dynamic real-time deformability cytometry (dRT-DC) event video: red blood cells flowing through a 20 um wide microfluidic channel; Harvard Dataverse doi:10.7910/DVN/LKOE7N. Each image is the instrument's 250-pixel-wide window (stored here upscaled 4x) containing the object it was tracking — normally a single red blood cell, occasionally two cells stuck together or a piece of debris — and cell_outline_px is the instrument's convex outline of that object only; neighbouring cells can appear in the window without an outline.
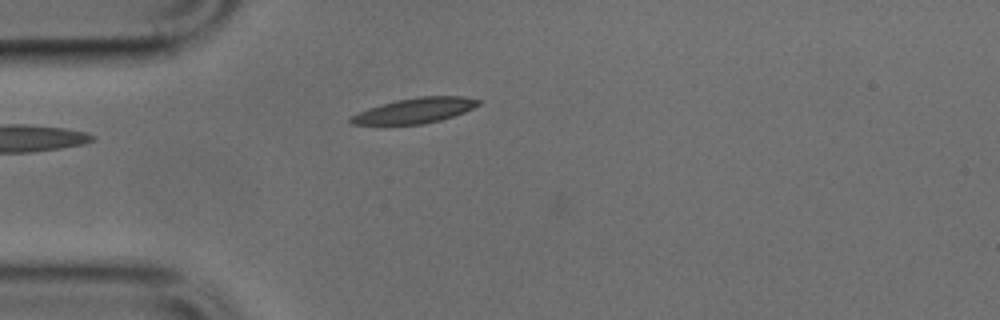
{"species": "common noctule bat (a hibernating species)", "species_latin": "Nyctalus noctula", "temperature_condition": "cold", "stored_images_in_passage": 37, "camera_frame_rate_fps": 3000, "um_per_image_px": 0.085, "animal": {"sex": "male", "body_mass_g": 17.9, "forearm_length_mm": 54.2}, "frame": {"image": 1, "passage_image": 1, "time_ms": 0.0, "image_size_px": [1000, 320], "cell_outline_px": [[480, 104], [464, 112], [440, 120], [424, 124], [352, 124], [348, 120], [348, 116], [368, 108], [396, 100], [420, 96], [464, 96], [480, 100]], "centroid_in_image_um": [35.24, 9.39], "position_along_channel_um": 49.8, "area_um2": 18.67}}
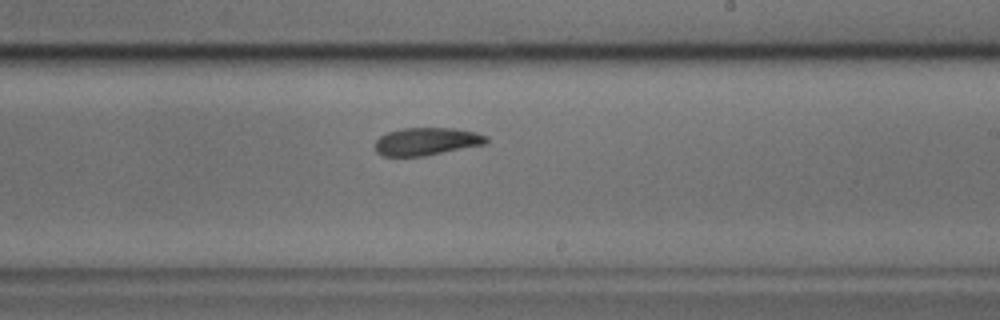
{"frame": {"image": 2, "passage_image": 17, "time_ms": 5.333, "image_size_px": [1000, 320], "cell_outline_px": [[488, 140], [484, 144], [424, 156], [384, 156], [376, 152], [376, 140], [380, 136], [388, 132], [404, 128], [452, 128], [476, 132], [488, 136]], "centroid_in_image_um": [36.26, 12.02], "position_along_channel_um": 252.7, "area_um2": 17.8}}
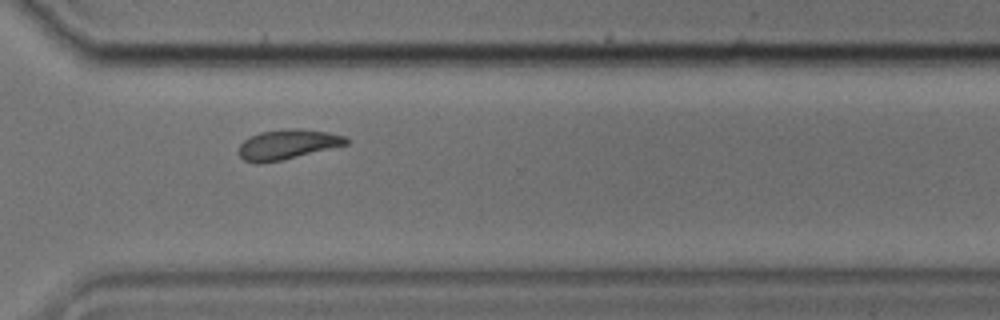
{"frame": {"image": 3, "passage_image": 24, "time_ms": 7.667, "image_size_px": [1000, 320], "cell_outline_px": [[348, 144], [284, 160], [256, 164], [244, 160], [240, 156], [240, 144], [244, 140], [260, 132], [288, 128], [328, 132], [344, 136], [348, 140]], "centroid_in_image_um": [24.43, 12.29], "position_along_channel_um": 346.2, "area_um2": 18.5}}